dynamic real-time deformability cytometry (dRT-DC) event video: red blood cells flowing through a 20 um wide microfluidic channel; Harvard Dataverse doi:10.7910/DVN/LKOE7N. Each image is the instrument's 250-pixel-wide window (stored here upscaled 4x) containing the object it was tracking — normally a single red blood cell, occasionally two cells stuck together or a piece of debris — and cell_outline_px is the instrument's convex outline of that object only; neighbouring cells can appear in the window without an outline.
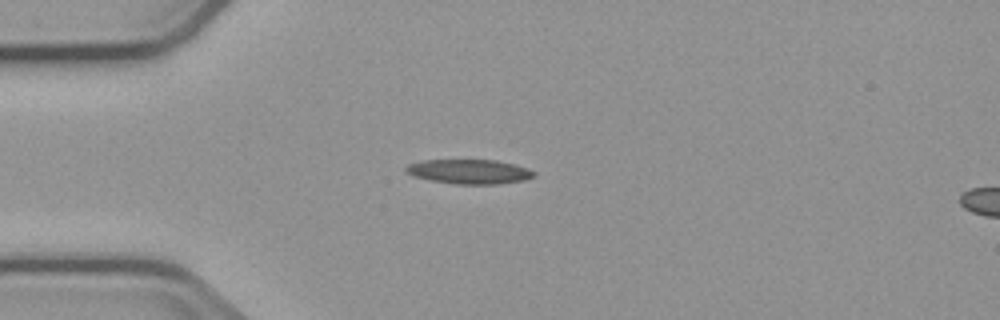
{"species": "common noctule bat (a hibernating species)", "species_latin": "Nyctalus noctula", "temperature_condition": "cold", "stored_images_in_passage": 4, "camera_frame_rate_fps": 3000, "um_per_image_px": 0.085, "animal": {"sex": "male", "body_mass_g": 23.1, "forearm_length_mm": 52.7}, "frame": {"image": 1, "passage_image": 3, "time_ms": 2.333, "image_size_px": [1000, 320], "cell_outline_px": [[536, 176], [524, 180], [500, 184], [456, 184], [428, 180], [412, 176], [404, 168], [408, 164], [424, 160], [496, 160], [528, 168], [536, 172]], "centroid_in_image_um": [39.9, 14.59], "position_along_channel_um": 45.1, "area_um2": 18.32}}